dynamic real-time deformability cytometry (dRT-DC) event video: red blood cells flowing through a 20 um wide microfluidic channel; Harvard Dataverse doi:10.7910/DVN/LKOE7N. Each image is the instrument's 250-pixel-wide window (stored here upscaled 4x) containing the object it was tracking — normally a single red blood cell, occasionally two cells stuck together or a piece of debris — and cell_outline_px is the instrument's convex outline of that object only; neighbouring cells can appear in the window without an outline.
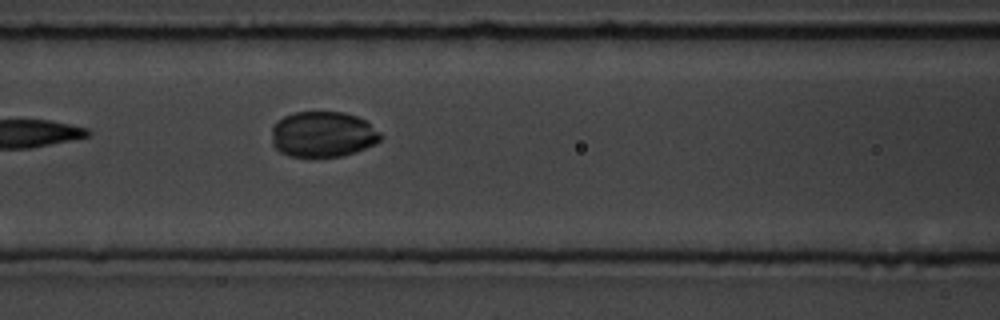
{"species": "common noctule bat (a hibernating species)", "species_latin": "Nyctalus noctula", "temperature_condition": "room temperature", "stored_images_in_passage": 5, "segment_of_instrument_passage": [1, 2], "camera_frame_rate_fps": 3000, "um_per_image_px": 0.085, "animal": {"sex": "male", "body_mass_g": 19.5, "forearm_length_mm": 54.6}, "frame": {"image": 1, "passage_image": 4, "time_ms": 3.667, "image_size_px": [1000, 320], "cell_outline_px": [[384, 136], [376, 144], [356, 152], [340, 156], [288, 156], [280, 152], [272, 144], [272, 128], [276, 120], [292, 112], [344, 112], [356, 116], [364, 120], [380, 132]], "centroid_in_image_um": [27.44, 11.41], "position_along_channel_um": 139.2, "area_um2": 29.13}}